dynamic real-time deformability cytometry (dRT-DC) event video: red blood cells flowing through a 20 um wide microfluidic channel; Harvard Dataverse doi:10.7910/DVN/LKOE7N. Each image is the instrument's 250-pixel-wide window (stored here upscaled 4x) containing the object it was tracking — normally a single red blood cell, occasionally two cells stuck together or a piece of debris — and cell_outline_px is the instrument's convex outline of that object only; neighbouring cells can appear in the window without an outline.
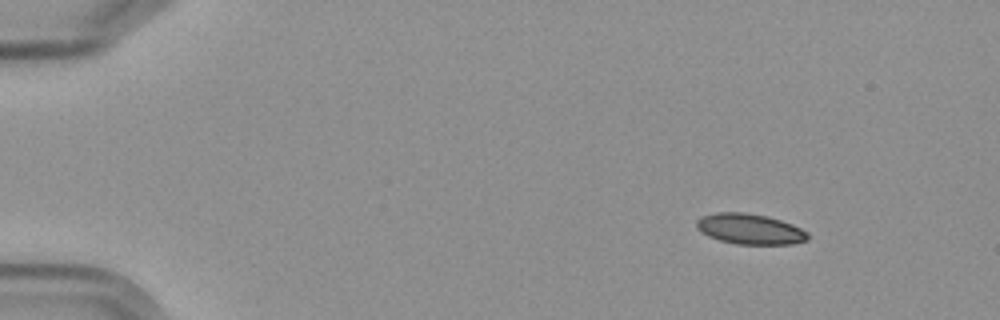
{"species": "Egyptian fruit bat (a non-hibernating species)", "species_latin": "Rousettus aegyptiacus", "temperature_condition": "cold", "stored_images_in_passage": 4, "camera_frame_rate_fps": 3000, "um_per_image_px": 0.085, "frame": {"image": 1, "passage_image": 1, "time_ms": 0.0, "image_size_px": [1000, 320], "cell_outline_px": [[808, 240], [792, 244], [736, 244], [720, 240], [708, 236], [700, 232], [696, 228], [696, 220], [700, 216], [716, 212], [744, 212], [768, 216], [792, 224], [808, 232]], "centroid_in_image_um": [63.71, 19.46], "position_along_channel_um": 21.3, "area_um2": 19.94}}
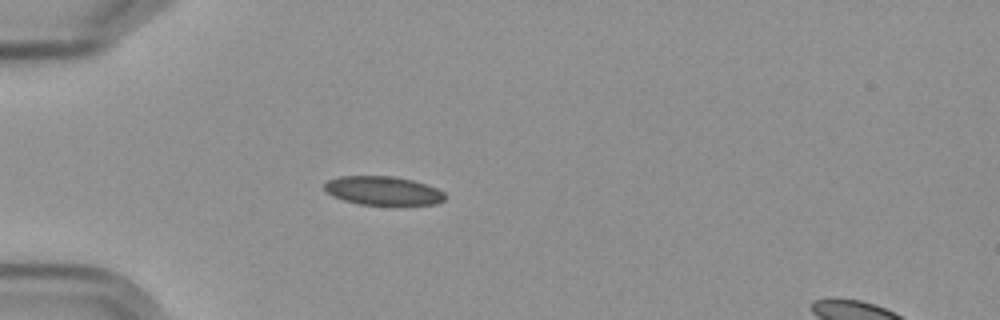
{"frame": {"image": 2, "passage_image": 4, "time_ms": 3.333, "image_size_px": [1000, 320], "cell_outline_px": [[448, 196], [444, 200], [436, 204], [400, 208], [392, 208], [360, 204], [344, 200], [332, 196], [324, 188], [324, 184], [328, 180], [340, 176], [392, 176], [412, 180], [428, 184], [444, 192]], "centroid_in_image_um": [32.65, 16.27], "position_along_channel_um": 52.4, "area_um2": 21.33}}